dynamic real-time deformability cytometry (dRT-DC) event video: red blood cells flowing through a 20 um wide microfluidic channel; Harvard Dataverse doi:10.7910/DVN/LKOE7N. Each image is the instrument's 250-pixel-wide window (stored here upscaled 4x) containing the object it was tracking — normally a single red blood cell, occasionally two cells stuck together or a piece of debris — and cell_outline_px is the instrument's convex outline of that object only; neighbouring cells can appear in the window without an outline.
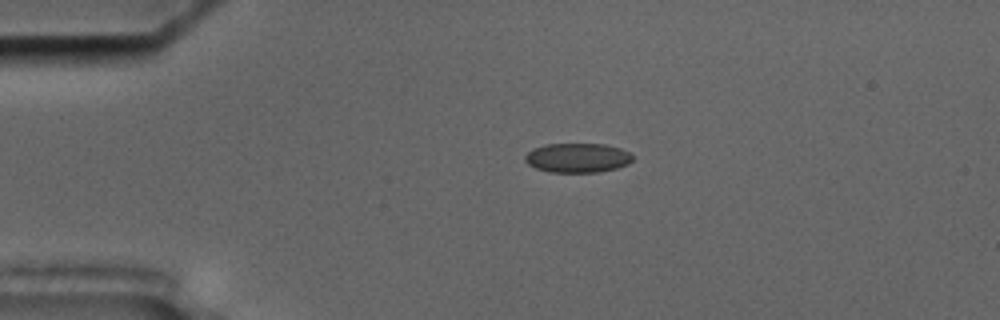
{"species": "common noctule bat (a hibernating species)", "species_latin": "Nyctalus noctula", "temperature_condition": "cold", "stored_images_in_passage": 44, "camera_frame_rate_fps": 3000, "um_per_image_px": 0.085, "animal": {"sex": "male", "body_mass_g": 17.5, "forearm_length_mm": 52.3}, "frame": {"image": 1, "passage_image": 1, "time_ms": 0.0, "image_size_px": [1000, 320], "cell_outline_px": [[632, 160], [628, 164], [616, 168], [596, 172], [552, 172], [536, 168], [528, 164], [524, 160], [524, 156], [532, 148], [544, 144], [604, 144], [620, 148], [628, 152], [632, 156]], "centroid_in_image_um": [49.05, 13.41], "position_along_channel_um": 35.9, "area_um2": 18.38}}
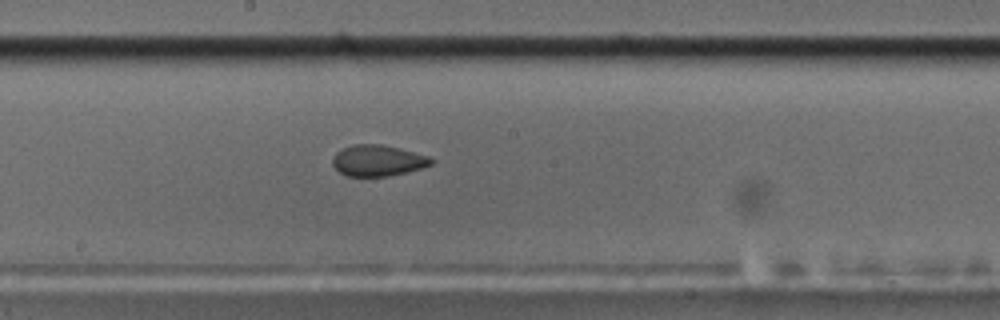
{"frame": {"image": 2, "passage_image": 19, "time_ms": 6.0, "image_size_px": [1000, 320], "cell_outline_px": [[436, 160], [432, 164], [420, 168], [388, 176], [348, 176], [340, 172], [332, 164], [332, 160], [336, 152], [352, 144], [380, 144], [400, 148], [428, 156]], "centroid_in_image_um": [32.11, 13.64], "position_along_channel_um": 216.1, "area_um2": 17.74}}
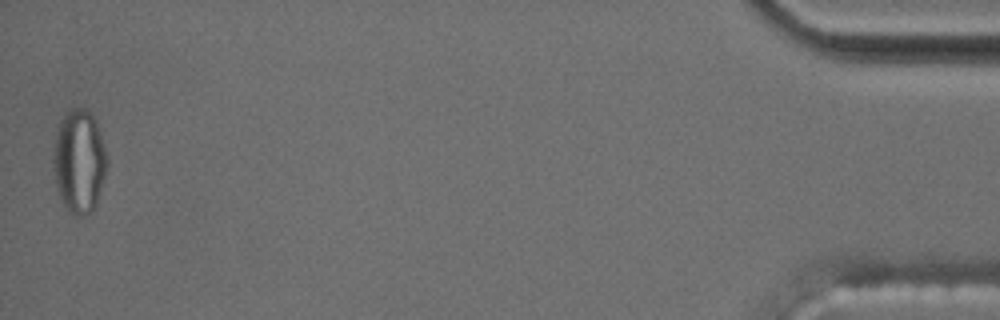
{"frame": {"image": 3, "passage_image": 44, "time_ms": 14.333, "image_size_px": [1000, 320], "cell_outline_px": [[108, 164], [96, 204], [92, 212], [84, 216], [76, 216], [68, 212], [56, 188], [52, 160], [56, 132], [60, 120], [64, 112], [68, 108], [88, 108], [96, 120], [108, 156]], "centroid_in_image_um": [6.73, 13.68], "position_along_channel_um": 428.5, "area_um2": 33.0}, "authors_computed_cell_mechanics": {"area_um2": 18.496, "velocity_mm_per_s": 3.6304, "shape_relaxation_time_tau1_ms": null, "shape_relaxation_time_tau2_ms": 2.0211, "deformation_change_tau1": null, "deformation_change_tau2": 0.0805}}